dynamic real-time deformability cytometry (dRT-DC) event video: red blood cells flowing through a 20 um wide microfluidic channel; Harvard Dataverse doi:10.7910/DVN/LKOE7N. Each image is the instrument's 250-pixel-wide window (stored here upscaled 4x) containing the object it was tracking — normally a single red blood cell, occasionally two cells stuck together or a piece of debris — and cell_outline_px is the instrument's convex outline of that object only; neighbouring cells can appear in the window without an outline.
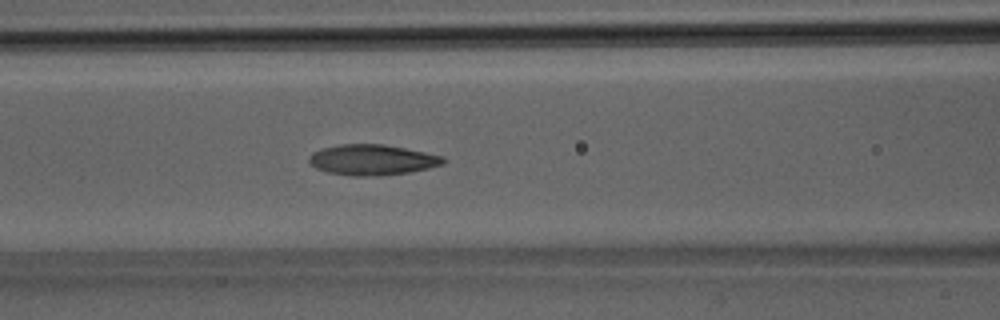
{"species": "Egyptian fruit bat (a non-hibernating species)", "species_latin": "Rousettus aegyptiacus", "temperature_condition": "room temperature", "stored_images_in_passage": 37, "camera_frame_rate_fps": 3000, "um_per_image_px": 0.085, "animal": {"sex": "male"}, "frame": {"image": 1, "passage_image": 15, "time_ms": 4.667, "image_size_px": [1000, 320], "cell_outline_px": [[448, 160], [444, 164], [428, 168], [408, 172], [380, 176], [352, 176], [328, 172], [316, 168], [308, 164], [308, 156], [312, 152], [320, 148], [340, 144], [384, 144], [444, 156]], "centroid_in_image_um": [31.61, 13.58], "position_along_channel_um": 135.0, "area_um2": 24.16}}
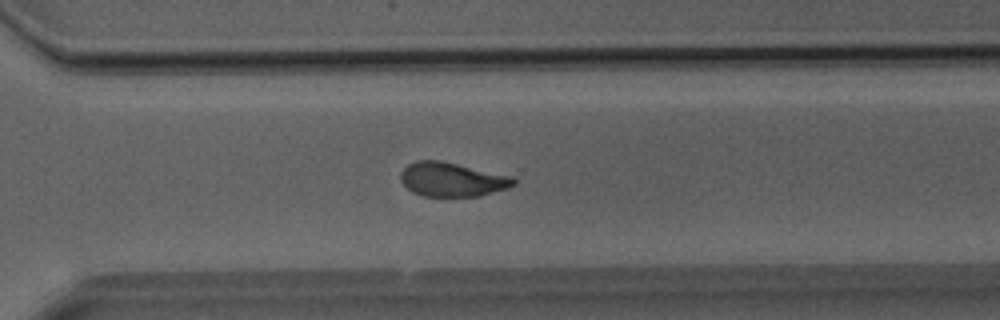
{"frame": {"image": 2, "passage_image": 26, "time_ms": 8.333, "image_size_px": [1000, 320], "cell_outline_px": [[516, 184], [508, 188], [480, 196], [424, 196], [412, 192], [400, 180], [400, 172], [408, 164], [416, 160], [440, 160], [512, 176], [516, 180]], "centroid_in_image_um": [38.42, 15.25], "position_along_channel_um": 332.2, "area_um2": 22.48}}
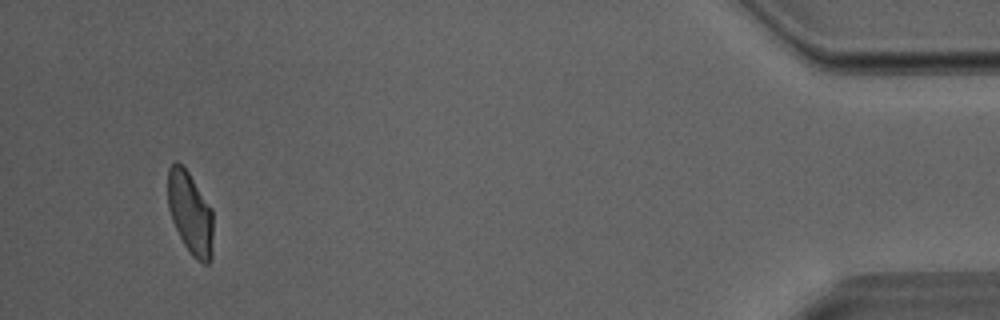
{"frame": {"image": 3, "passage_image": 35, "time_ms": 11.333, "image_size_px": [1000, 320], "cell_outline_px": [[212, 260], [208, 264], [204, 264], [196, 260], [192, 256], [184, 244], [172, 220], [168, 208], [168, 168], [176, 160], [188, 172], [212, 208]], "centroid_in_image_um": [16.18, 18.14], "position_along_channel_um": 419.0, "area_um2": 21.73}}